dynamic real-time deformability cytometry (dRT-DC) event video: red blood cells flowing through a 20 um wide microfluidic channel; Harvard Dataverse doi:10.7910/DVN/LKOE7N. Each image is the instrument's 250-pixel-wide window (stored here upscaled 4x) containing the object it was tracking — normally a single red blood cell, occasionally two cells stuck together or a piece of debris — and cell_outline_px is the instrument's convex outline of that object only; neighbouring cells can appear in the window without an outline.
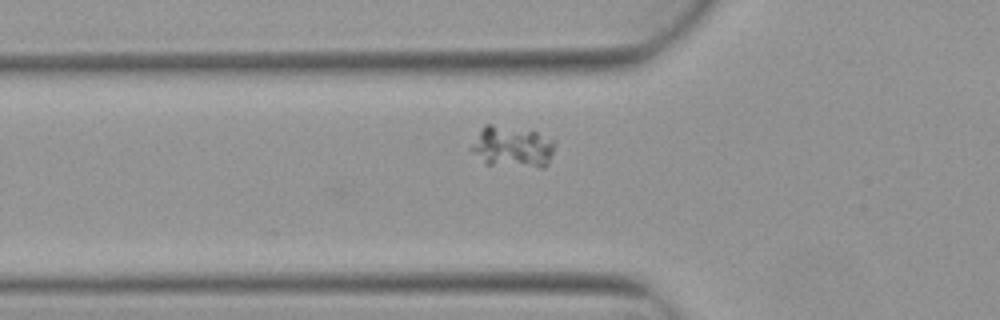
{"species": "Egyptian fruit bat (a non-hibernating species)", "species_latin": "Rousettus aegyptiacus", "temperature_condition": "warm", "stored_images_in_passage": 2, "camera_frame_rate_fps": 3000, "um_per_image_px": 0.085, "animal": {"sex": "female"}, "frame": {"image": 1, "passage_image": 2, "time_ms": 0.333, "image_size_px": [1000, 320], "cell_outline_px": [[556, 140], [548, 164], [544, 168], [540, 168], [484, 164], [468, 148], [484, 124], [492, 124], [536, 132]], "centroid_in_image_um": [43.52, 12.5], "position_along_channel_um": 82.3, "area_um2": 20.4}}